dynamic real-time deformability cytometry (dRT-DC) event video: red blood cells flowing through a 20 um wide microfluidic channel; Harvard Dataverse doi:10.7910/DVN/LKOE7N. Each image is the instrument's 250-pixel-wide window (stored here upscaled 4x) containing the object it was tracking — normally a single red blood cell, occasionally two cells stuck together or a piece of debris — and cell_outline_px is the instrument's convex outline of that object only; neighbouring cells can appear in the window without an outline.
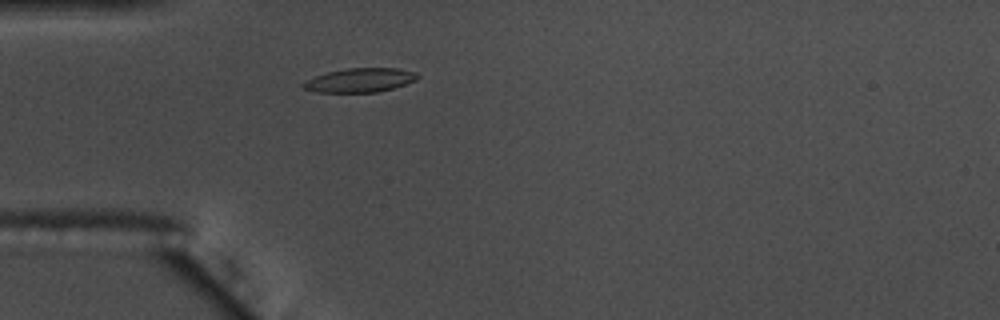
{"species": "common noctule bat (a hibernating species)", "species_latin": "Nyctalus noctula", "temperature_condition": "warm", "stored_images_in_passage": 44, "camera_frame_rate_fps": 3000, "um_per_image_px": 0.085, "animal": {"sex": "male", "body_mass_g": 17.5, "forearm_length_mm": 52.3}, "frame": {"image": 1, "passage_image": 4, "time_ms": 1.0, "image_size_px": [1000, 320], "cell_outline_px": [[420, 76], [416, 80], [392, 88], [376, 92], [316, 92], [304, 88], [300, 84], [316, 76], [328, 72], [348, 68], [396, 68], [416, 72]], "centroid_in_image_um": [30.61, 6.81], "position_along_channel_um": 54.4, "area_um2": 15.78}}
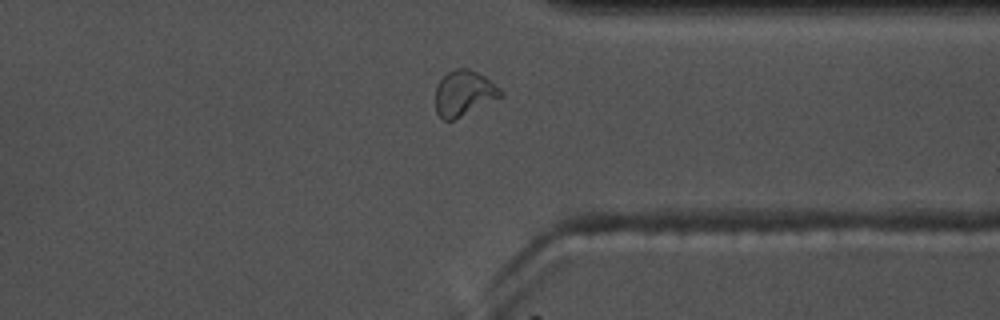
{"frame": {"image": 2, "passage_image": 31, "time_ms": 10.0, "image_size_px": [1000, 320], "cell_outline_px": [[504, 96], [452, 120], [444, 120], [436, 112], [436, 88], [440, 80], [448, 72], [456, 68], [468, 68], [484, 76], [500, 88], [504, 92]], "centroid_in_image_um": [39.45, 7.91], "position_along_channel_um": 372.0, "area_um2": 17.05}}
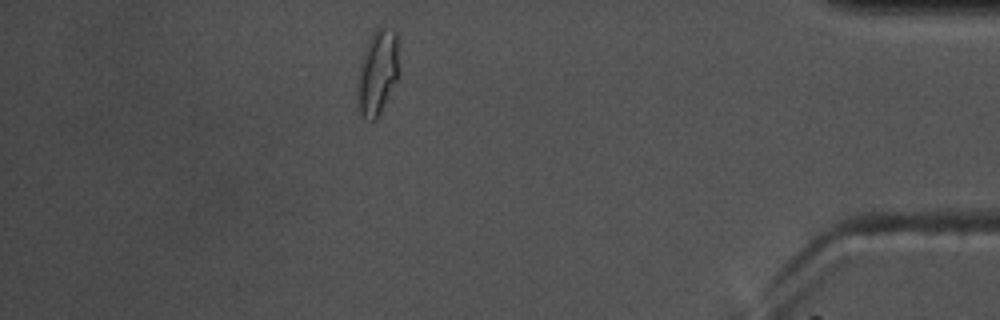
{"frame": {"image": 3, "passage_image": 37, "time_ms": 12.0, "image_size_px": [1000, 320], "cell_outline_px": [[400, 72], [376, 120], [368, 120], [356, 108], [356, 84], [360, 64], [364, 52], [372, 36], [384, 24], [396, 32]], "centroid_in_image_um": [32.08, 6.18], "position_along_channel_um": 403.1, "area_um2": 20.58}, "authors_computed_cell_mechanics": {"area_um2": 16.3574, "velocity_mm_per_s": 3.6351, "shape_relaxation_time_tau1_ms": 4.2177, "shape_relaxation_time_tau2_ms": 2.0045, "deformation_change_tau1": 0.155, "deformation_change_tau2": 0.0612}}